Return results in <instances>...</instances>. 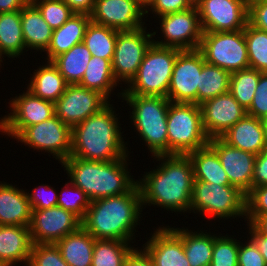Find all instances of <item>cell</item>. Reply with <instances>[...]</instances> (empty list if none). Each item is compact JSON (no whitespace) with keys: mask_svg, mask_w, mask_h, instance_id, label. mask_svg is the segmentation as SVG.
I'll list each match as a JSON object with an SVG mask.
<instances>
[{"mask_svg":"<svg viewBox=\"0 0 267 266\" xmlns=\"http://www.w3.org/2000/svg\"><path fill=\"white\" fill-rule=\"evenodd\" d=\"M158 164L137 179L143 209L161 207L167 211L189 213L194 181L193 165L188 155H157Z\"/></svg>","mask_w":267,"mask_h":266,"instance_id":"1","label":"cell"},{"mask_svg":"<svg viewBox=\"0 0 267 266\" xmlns=\"http://www.w3.org/2000/svg\"><path fill=\"white\" fill-rule=\"evenodd\" d=\"M143 210L140 190L136 184L125 194L91 201L81 226L95 239L134 243Z\"/></svg>","mask_w":267,"mask_h":266,"instance_id":"2","label":"cell"},{"mask_svg":"<svg viewBox=\"0 0 267 266\" xmlns=\"http://www.w3.org/2000/svg\"><path fill=\"white\" fill-rule=\"evenodd\" d=\"M110 102L72 128L70 157L112 161L127 156L129 145L121 132L120 118Z\"/></svg>","mask_w":267,"mask_h":266,"instance_id":"3","label":"cell"},{"mask_svg":"<svg viewBox=\"0 0 267 266\" xmlns=\"http://www.w3.org/2000/svg\"><path fill=\"white\" fill-rule=\"evenodd\" d=\"M129 155L112 161L69 157L61 166L66 171L69 181L81 188L89 199L94 201L125 194L137 184V179L133 178L128 166L131 164Z\"/></svg>","mask_w":267,"mask_h":266,"instance_id":"4","label":"cell"},{"mask_svg":"<svg viewBox=\"0 0 267 266\" xmlns=\"http://www.w3.org/2000/svg\"><path fill=\"white\" fill-rule=\"evenodd\" d=\"M131 111L129 119L151 157L168 155L167 114L170 100L162 96L122 95ZM133 123V124H132Z\"/></svg>","mask_w":267,"mask_h":266,"instance_id":"5","label":"cell"},{"mask_svg":"<svg viewBox=\"0 0 267 266\" xmlns=\"http://www.w3.org/2000/svg\"><path fill=\"white\" fill-rule=\"evenodd\" d=\"M181 50L152 43L136 76L123 89L122 95L162 96L167 98L177 54Z\"/></svg>","mask_w":267,"mask_h":266,"instance_id":"6","label":"cell"},{"mask_svg":"<svg viewBox=\"0 0 267 266\" xmlns=\"http://www.w3.org/2000/svg\"><path fill=\"white\" fill-rule=\"evenodd\" d=\"M228 220L246 218V195L232 185L193 181L189 213Z\"/></svg>","mask_w":267,"mask_h":266,"instance_id":"7","label":"cell"},{"mask_svg":"<svg viewBox=\"0 0 267 266\" xmlns=\"http://www.w3.org/2000/svg\"><path fill=\"white\" fill-rule=\"evenodd\" d=\"M168 155H187L209 144L200 105L170 102L167 114Z\"/></svg>","mask_w":267,"mask_h":266,"instance_id":"8","label":"cell"},{"mask_svg":"<svg viewBox=\"0 0 267 266\" xmlns=\"http://www.w3.org/2000/svg\"><path fill=\"white\" fill-rule=\"evenodd\" d=\"M147 26L138 30L119 31L116 38V46L112 59V71L115 80L121 84V91L117 93L119 99L122 97V85L127 86L136 76L139 66L144 59L145 53L153 43L156 31L147 32ZM123 84H122V83Z\"/></svg>","mask_w":267,"mask_h":266,"instance_id":"9","label":"cell"},{"mask_svg":"<svg viewBox=\"0 0 267 266\" xmlns=\"http://www.w3.org/2000/svg\"><path fill=\"white\" fill-rule=\"evenodd\" d=\"M198 50L205 62L230 73L249 68L244 29L233 32H203Z\"/></svg>","mask_w":267,"mask_h":266,"instance_id":"10","label":"cell"},{"mask_svg":"<svg viewBox=\"0 0 267 266\" xmlns=\"http://www.w3.org/2000/svg\"><path fill=\"white\" fill-rule=\"evenodd\" d=\"M72 129L56 115L28 127H25L15 140L34 151L47 152L62 163L71 155Z\"/></svg>","mask_w":267,"mask_h":266,"instance_id":"11","label":"cell"},{"mask_svg":"<svg viewBox=\"0 0 267 266\" xmlns=\"http://www.w3.org/2000/svg\"><path fill=\"white\" fill-rule=\"evenodd\" d=\"M159 18V19H158ZM162 34L159 41L153 39V43L163 47L179 50H195L199 48L203 30L196 7L187 10L170 13L157 17Z\"/></svg>","mask_w":267,"mask_h":266,"instance_id":"12","label":"cell"},{"mask_svg":"<svg viewBox=\"0 0 267 266\" xmlns=\"http://www.w3.org/2000/svg\"><path fill=\"white\" fill-rule=\"evenodd\" d=\"M25 91L8 99L11 111L0 118V133L13 139L25 127L41 123L55 115V103Z\"/></svg>","mask_w":267,"mask_h":266,"instance_id":"13","label":"cell"},{"mask_svg":"<svg viewBox=\"0 0 267 266\" xmlns=\"http://www.w3.org/2000/svg\"><path fill=\"white\" fill-rule=\"evenodd\" d=\"M108 100L100 92L68 84L63 95L55 102V115L71 129L104 108Z\"/></svg>","mask_w":267,"mask_h":266,"instance_id":"14","label":"cell"},{"mask_svg":"<svg viewBox=\"0 0 267 266\" xmlns=\"http://www.w3.org/2000/svg\"><path fill=\"white\" fill-rule=\"evenodd\" d=\"M205 60L198 50H182L177 54L167 98L175 103L197 104V86Z\"/></svg>","mask_w":267,"mask_h":266,"instance_id":"15","label":"cell"},{"mask_svg":"<svg viewBox=\"0 0 267 266\" xmlns=\"http://www.w3.org/2000/svg\"><path fill=\"white\" fill-rule=\"evenodd\" d=\"M196 8L203 32H233L248 23V6L240 0H201Z\"/></svg>","mask_w":267,"mask_h":266,"instance_id":"16","label":"cell"},{"mask_svg":"<svg viewBox=\"0 0 267 266\" xmlns=\"http://www.w3.org/2000/svg\"><path fill=\"white\" fill-rule=\"evenodd\" d=\"M81 220L72 212L59 206L46 209H32L29 225L33 244H55L66 235L76 232Z\"/></svg>","mask_w":267,"mask_h":266,"instance_id":"17","label":"cell"},{"mask_svg":"<svg viewBox=\"0 0 267 266\" xmlns=\"http://www.w3.org/2000/svg\"><path fill=\"white\" fill-rule=\"evenodd\" d=\"M144 16L145 10L134 0H95L90 19L118 31H132L145 26Z\"/></svg>","mask_w":267,"mask_h":266,"instance_id":"18","label":"cell"},{"mask_svg":"<svg viewBox=\"0 0 267 266\" xmlns=\"http://www.w3.org/2000/svg\"><path fill=\"white\" fill-rule=\"evenodd\" d=\"M230 184L247 195L252 189V176L257 155L232 147L220 137L210 138Z\"/></svg>","mask_w":267,"mask_h":266,"instance_id":"19","label":"cell"},{"mask_svg":"<svg viewBox=\"0 0 267 266\" xmlns=\"http://www.w3.org/2000/svg\"><path fill=\"white\" fill-rule=\"evenodd\" d=\"M202 125L209 138L220 137L247 113L230 92L200 104Z\"/></svg>","mask_w":267,"mask_h":266,"instance_id":"20","label":"cell"},{"mask_svg":"<svg viewBox=\"0 0 267 266\" xmlns=\"http://www.w3.org/2000/svg\"><path fill=\"white\" fill-rule=\"evenodd\" d=\"M145 238L142 248L151 257L154 266H190L183 247L182 239L169 227L159 226Z\"/></svg>","mask_w":267,"mask_h":266,"instance_id":"21","label":"cell"},{"mask_svg":"<svg viewBox=\"0 0 267 266\" xmlns=\"http://www.w3.org/2000/svg\"><path fill=\"white\" fill-rule=\"evenodd\" d=\"M220 138L232 147L258 155L267 145V122L246 114Z\"/></svg>","mask_w":267,"mask_h":266,"instance_id":"22","label":"cell"},{"mask_svg":"<svg viewBox=\"0 0 267 266\" xmlns=\"http://www.w3.org/2000/svg\"><path fill=\"white\" fill-rule=\"evenodd\" d=\"M32 246L29 227L0 225V266H27Z\"/></svg>","mask_w":267,"mask_h":266,"instance_id":"23","label":"cell"},{"mask_svg":"<svg viewBox=\"0 0 267 266\" xmlns=\"http://www.w3.org/2000/svg\"><path fill=\"white\" fill-rule=\"evenodd\" d=\"M0 181V225L29 227L32 208L26 190Z\"/></svg>","mask_w":267,"mask_h":266,"instance_id":"24","label":"cell"},{"mask_svg":"<svg viewBox=\"0 0 267 266\" xmlns=\"http://www.w3.org/2000/svg\"><path fill=\"white\" fill-rule=\"evenodd\" d=\"M90 22V15L74 13L60 28L53 30L44 61L52 62L74 45L82 43Z\"/></svg>","mask_w":267,"mask_h":266,"instance_id":"25","label":"cell"},{"mask_svg":"<svg viewBox=\"0 0 267 266\" xmlns=\"http://www.w3.org/2000/svg\"><path fill=\"white\" fill-rule=\"evenodd\" d=\"M21 26L27 51L45 52L50 45L53 29L30 2L21 10Z\"/></svg>","mask_w":267,"mask_h":266,"instance_id":"26","label":"cell"},{"mask_svg":"<svg viewBox=\"0 0 267 266\" xmlns=\"http://www.w3.org/2000/svg\"><path fill=\"white\" fill-rule=\"evenodd\" d=\"M42 64L34 69L33 74L30 72L32 76L25 89L43 100L55 103L65 92L68 83L52 62L45 61Z\"/></svg>","mask_w":267,"mask_h":266,"instance_id":"27","label":"cell"},{"mask_svg":"<svg viewBox=\"0 0 267 266\" xmlns=\"http://www.w3.org/2000/svg\"><path fill=\"white\" fill-rule=\"evenodd\" d=\"M169 227L182 239L184 252L190 266H209L214 247L213 232L207 233V230L202 229L188 230L187 227Z\"/></svg>","mask_w":267,"mask_h":266,"instance_id":"28","label":"cell"},{"mask_svg":"<svg viewBox=\"0 0 267 266\" xmlns=\"http://www.w3.org/2000/svg\"><path fill=\"white\" fill-rule=\"evenodd\" d=\"M95 238L82 226L55 244L69 266H91Z\"/></svg>","mask_w":267,"mask_h":266,"instance_id":"29","label":"cell"},{"mask_svg":"<svg viewBox=\"0 0 267 266\" xmlns=\"http://www.w3.org/2000/svg\"><path fill=\"white\" fill-rule=\"evenodd\" d=\"M187 155L193 165L194 180L231 185L216 151L209 144Z\"/></svg>","mask_w":267,"mask_h":266,"instance_id":"30","label":"cell"},{"mask_svg":"<svg viewBox=\"0 0 267 266\" xmlns=\"http://www.w3.org/2000/svg\"><path fill=\"white\" fill-rule=\"evenodd\" d=\"M27 53L21 26V11L0 13V58L15 60Z\"/></svg>","mask_w":267,"mask_h":266,"instance_id":"31","label":"cell"},{"mask_svg":"<svg viewBox=\"0 0 267 266\" xmlns=\"http://www.w3.org/2000/svg\"><path fill=\"white\" fill-rule=\"evenodd\" d=\"M78 84L100 92L108 100H111L113 96L110 95H114L116 86H119L112 71V62L95 56L91 57L82 80Z\"/></svg>","mask_w":267,"mask_h":266,"instance_id":"32","label":"cell"},{"mask_svg":"<svg viewBox=\"0 0 267 266\" xmlns=\"http://www.w3.org/2000/svg\"><path fill=\"white\" fill-rule=\"evenodd\" d=\"M92 55L84 42L57 56L52 63L68 84H78L84 75Z\"/></svg>","mask_w":267,"mask_h":266,"instance_id":"33","label":"cell"},{"mask_svg":"<svg viewBox=\"0 0 267 266\" xmlns=\"http://www.w3.org/2000/svg\"><path fill=\"white\" fill-rule=\"evenodd\" d=\"M230 75L229 71L204 62L197 86V105L229 92Z\"/></svg>","mask_w":267,"mask_h":266,"instance_id":"34","label":"cell"},{"mask_svg":"<svg viewBox=\"0 0 267 266\" xmlns=\"http://www.w3.org/2000/svg\"><path fill=\"white\" fill-rule=\"evenodd\" d=\"M119 31L90 22L84 35V44L92 56L108 59L112 62Z\"/></svg>","mask_w":267,"mask_h":266,"instance_id":"35","label":"cell"},{"mask_svg":"<svg viewBox=\"0 0 267 266\" xmlns=\"http://www.w3.org/2000/svg\"><path fill=\"white\" fill-rule=\"evenodd\" d=\"M130 242L95 239L91 266H124L126 257L135 248Z\"/></svg>","mask_w":267,"mask_h":266,"instance_id":"36","label":"cell"},{"mask_svg":"<svg viewBox=\"0 0 267 266\" xmlns=\"http://www.w3.org/2000/svg\"><path fill=\"white\" fill-rule=\"evenodd\" d=\"M262 73L256 69L247 68L232 72L230 75L229 92L246 110L252 103Z\"/></svg>","mask_w":267,"mask_h":266,"instance_id":"37","label":"cell"},{"mask_svg":"<svg viewBox=\"0 0 267 266\" xmlns=\"http://www.w3.org/2000/svg\"><path fill=\"white\" fill-rule=\"evenodd\" d=\"M249 68L267 72V32L246 24L244 28Z\"/></svg>","mask_w":267,"mask_h":266,"instance_id":"38","label":"cell"},{"mask_svg":"<svg viewBox=\"0 0 267 266\" xmlns=\"http://www.w3.org/2000/svg\"><path fill=\"white\" fill-rule=\"evenodd\" d=\"M239 242L232 235L214 233V247L209 266H238Z\"/></svg>","mask_w":267,"mask_h":266,"instance_id":"39","label":"cell"},{"mask_svg":"<svg viewBox=\"0 0 267 266\" xmlns=\"http://www.w3.org/2000/svg\"><path fill=\"white\" fill-rule=\"evenodd\" d=\"M58 193L57 206L72 212L81 221L85 218L91 200L81 188L73 185L69 180ZM70 186V187H69Z\"/></svg>","mask_w":267,"mask_h":266,"instance_id":"40","label":"cell"},{"mask_svg":"<svg viewBox=\"0 0 267 266\" xmlns=\"http://www.w3.org/2000/svg\"><path fill=\"white\" fill-rule=\"evenodd\" d=\"M31 3L53 30L60 28L74 14L63 0H34Z\"/></svg>","mask_w":267,"mask_h":266,"instance_id":"41","label":"cell"},{"mask_svg":"<svg viewBox=\"0 0 267 266\" xmlns=\"http://www.w3.org/2000/svg\"><path fill=\"white\" fill-rule=\"evenodd\" d=\"M27 266H69L56 244H33Z\"/></svg>","mask_w":267,"mask_h":266,"instance_id":"42","label":"cell"},{"mask_svg":"<svg viewBox=\"0 0 267 266\" xmlns=\"http://www.w3.org/2000/svg\"><path fill=\"white\" fill-rule=\"evenodd\" d=\"M267 215V185L254 187L246 195V223L253 224L259 217Z\"/></svg>","mask_w":267,"mask_h":266,"instance_id":"43","label":"cell"},{"mask_svg":"<svg viewBox=\"0 0 267 266\" xmlns=\"http://www.w3.org/2000/svg\"><path fill=\"white\" fill-rule=\"evenodd\" d=\"M26 193L32 209H46L57 206L58 193L51 185L41 184L36 186L30 193L26 189Z\"/></svg>","mask_w":267,"mask_h":266,"instance_id":"44","label":"cell"},{"mask_svg":"<svg viewBox=\"0 0 267 266\" xmlns=\"http://www.w3.org/2000/svg\"><path fill=\"white\" fill-rule=\"evenodd\" d=\"M246 113L267 122V72L260 75L252 103Z\"/></svg>","mask_w":267,"mask_h":266,"instance_id":"45","label":"cell"},{"mask_svg":"<svg viewBox=\"0 0 267 266\" xmlns=\"http://www.w3.org/2000/svg\"><path fill=\"white\" fill-rule=\"evenodd\" d=\"M247 240L239 242L238 266H267L255 243L249 237Z\"/></svg>","mask_w":267,"mask_h":266,"instance_id":"46","label":"cell"},{"mask_svg":"<svg viewBox=\"0 0 267 266\" xmlns=\"http://www.w3.org/2000/svg\"><path fill=\"white\" fill-rule=\"evenodd\" d=\"M189 8H191V6L186 0H153L149 7L145 10V18H147L148 14L150 15L151 12L156 19L157 17L184 11Z\"/></svg>","mask_w":267,"mask_h":266,"instance_id":"47","label":"cell"},{"mask_svg":"<svg viewBox=\"0 0 267 266\" xmlns=\"http://www.w3.org/2000/svg\"><path fill=\"white\" fill-rule=\"evenodd\" d=\"M248 23L267 32V0H253L249 4Z\"/></svg>","mask_w":267,"mask_h":266,"instance_id":"48","label":"cell"},{"mask_svg":"<svg viewBox=\"0 0 267 266\" xmlns=\"http://www.w3.org/2000/svg\"><path fill=\"white\" fill-rule=\"evenodd\" d=\"M267 185V145L256 156L252 176V188Z\"/></svg>","mask_w":267,"mask_h":266,"instance_id":"49","label":"cell"},{"mask_svg":"<svg viewBox=\"0 0 267 266\" xmlns=\"http://www.w3.org/2000/svg\"><path fill=\"white\" fill-rule=\"evenodd\" d=\"M124 266H154V263L143 248L137 247L126 257Z\"/></svg>","mask_w":267,"mask_h":266,"instance_id":"50","label":"cell"},{"mask_svg":"<svg viewBox=\"0 0 267 266\" xmlns=\"http://www.w3.org/2000/svg\"><path fill=\"white\" fill-rule=\"evenodd\" d=\"M247 226L249 228L247 237L255 243L267 264V236L262 234L253 224L247 223Z\"/></svg>","mask_w":267,"mask_h":266,"instance_id":"51","label":"cell"},{"mask_svg":"<svg viewBox=\"0 0 267 266\" xmlns=\"http://www.w3.org/2000/svg\"><path fill=\"white\" fill-rule=\"evenodd\" d=\"M74 13L90 15L95 0H63Z\"/></svg>","mask_w":267,"mask_h":266,"instance_id":"52","label":"cell"},{"mask_svg":"<svg viewBox=\"0 0 267 266\" xmlns=\"http://www.w3.org/2000/svg\"><path fill=\"white\" fill-rule=\"evenodd\" d=\"M28 0H0V13L21 11Z\"/></svg>","mask_w":267,"mask_h":266,"instance_id":"53","label":"cell"},{"mask_svg":"<svg viewBox=\"0 0 267 266\" xmlns=\"http://www.w3.org/2000/svg\"><path fill=\"white\" fill-rule=\"evenodd\" d=\"M253 225L264 235L267 236V215L259 217Z\"/></svg>","mask_w":267,"mask_h":266,"instance_id":"54","label":"cell"},{"mask_svg":"<svg viewBox=\"0 0 267 266\" xmlns=\"http://www.w3.org/2000/svg\"><path fill=\"white\" fill-rule=\"evenodd\" d=\"M139 6L146 10L153 0H134Z\"/></svg>","mask_w":267,"mask_h":266,"instance_id":"55","label":"cell"},{"mask_svg":"<svg viewBox=\"0 0 267 266\" xmlns=\"http://www.w3.org/2000/svg\"><path fill=\"white\" fill-rule=\"evenodd\" d=\"M191 7H197L201 0H186Z\"/></svg>","mask_w":267,"mask_h":266,"instance_id":"56","label":"cell"},{"mask_svg":"<svg viewBox=\"0 0 267 266\" xmlns=\"http://www.w3.org/2000/svg\"><path fill=\"white\" fill-rule=\"evenodd\" d=\"M241 2L245 3L247 6L253 1V0H240Z\"/></svg>","mask_w":267,"mask_h":266,"instance_id":"57","label":"cell"},{"mask_svg":"<svg viewBox=\"0 0 267 266\" xmlns=\"http://www.w3.org/2000/svg\"><path fill=\"white\" fill-rule=\"evenodd\" d=\"M1 62L3 63V59L0 58V68H2L1 67L2 66Z\"/></svg>","mask_w":267,"mask_h":266,"instance_id":"58","label":"cell"}]
</instances>
